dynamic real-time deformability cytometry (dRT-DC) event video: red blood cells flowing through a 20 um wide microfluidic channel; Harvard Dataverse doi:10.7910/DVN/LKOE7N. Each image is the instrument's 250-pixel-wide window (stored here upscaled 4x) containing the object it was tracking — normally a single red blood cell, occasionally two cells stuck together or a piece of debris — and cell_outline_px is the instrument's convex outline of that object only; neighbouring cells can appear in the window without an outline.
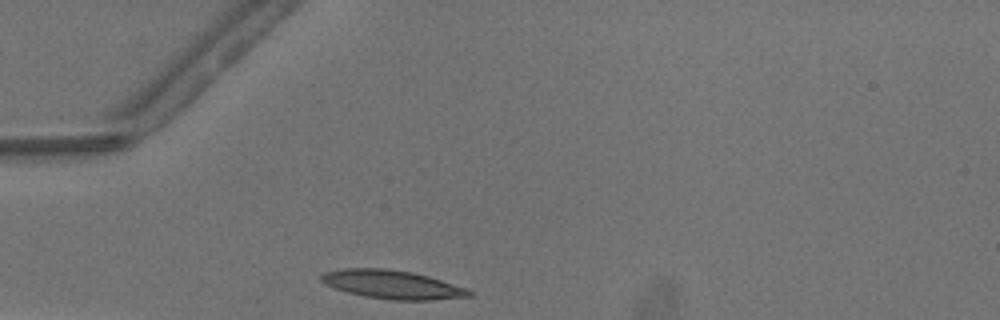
{"species": "common noctule bat (a hibernating species)", "species_latin": "Nyctalus noctula", "temperature_condition": "warm", "stored_images_in_passage": 6, "camera_frame_rate_fps": 3000, "um_per_image_px": 0.085, "animal": {"sex": "male", "body_mass_g": 13.3}, "frame": {"image": 1, "passage_image": 1, "time_ms": 0.0, "image_size_px": [1000, 320], "cell_outline_px": [[472, 296], [432, 300], [392, 300], [364, 296], [348, 292], [324, 284], [320, 280], [320, 276], [324, 272], [344, 268], [384, 268], [412, 272], [428, 276], [464, 288], [472, 292]], "centroid_in_image_um": [33.3, 24.18], "position_along_channel_um": 51.7, "area_um2": 24.39}}
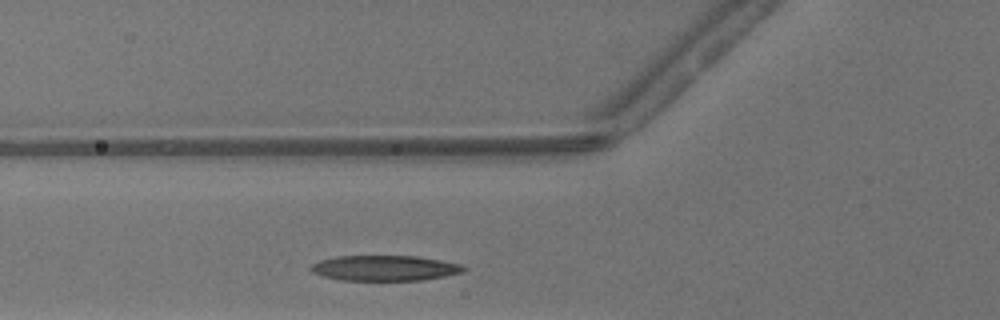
{"frame": {"image": 2, "passage_image": 5, "time_ms": 1.333, "image_size_px": [1000, 320], "cell_outline_px": [[468, 268], [464, 272], [444, 276], [420, 280], [340, 280], [324, 276], [312, 272], [308, 268], [312, 264], [320, 260], [336, 256], [416, 256], [464, 264]], "centroid_in_image_um": [32.72, 22.78], "position_along_channel_um": 93.1, "area_um2": 22.66}}